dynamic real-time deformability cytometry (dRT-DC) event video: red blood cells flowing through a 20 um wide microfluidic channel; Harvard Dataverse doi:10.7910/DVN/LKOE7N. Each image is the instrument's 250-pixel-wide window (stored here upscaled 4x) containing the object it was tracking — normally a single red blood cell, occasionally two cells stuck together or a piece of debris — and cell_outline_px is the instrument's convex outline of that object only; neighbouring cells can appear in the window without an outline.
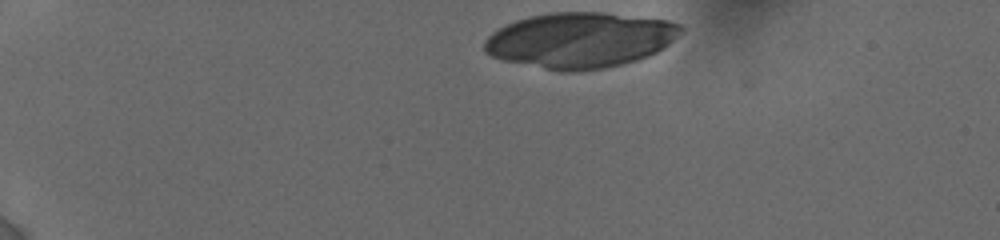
{"species": "human", "species_latin": "Homo sapiens", "temperature_condition": "cold", "stored_images_in_passage": 7, "camera_frame_rate_fps": 3000, "um_per_image_px": 0.085, "donor": {"sex": "female"}, "frame": {"image": 1, "passage_image": 1, "time_ms": 0.0, "image_size_px": [1000, 240], "cell_outline_px": [[684, 28], [668, 44], [656, 52], [648, 56], [636, 60], [604, 68], [568, 72], [560, 72], [504, 60], [492, 56], [484, 52], [484, 40], [492, 32], [516, 20], [528, 16], [552, 12], [604, 12], [668, 20], [680, 24]], "centroid_in_image_um": [49.28, 3.4], "position_along_channel_um": 35.7, "area_um2": 63.35}}